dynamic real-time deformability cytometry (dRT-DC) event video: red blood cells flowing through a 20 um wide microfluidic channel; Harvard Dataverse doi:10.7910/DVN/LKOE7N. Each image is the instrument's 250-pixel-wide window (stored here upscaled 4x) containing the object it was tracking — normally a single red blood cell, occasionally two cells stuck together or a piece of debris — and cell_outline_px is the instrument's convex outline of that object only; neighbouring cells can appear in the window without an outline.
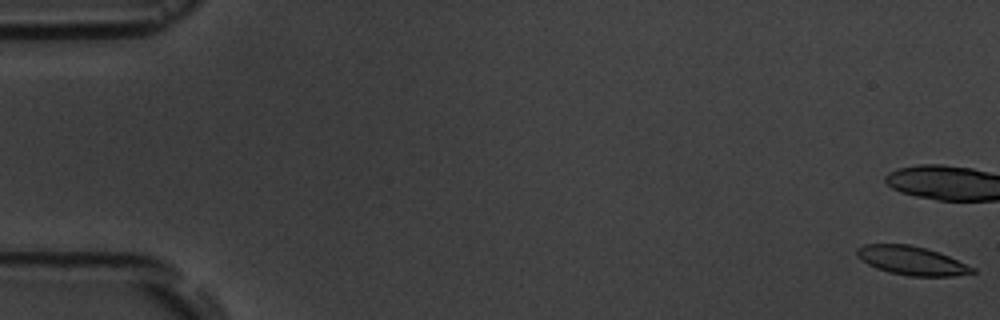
{"species": "common noctule bat (a hibernating species)", "species_latin": "Nyctalus noctula", "temperature_condition": "room temperature", "stored_images_in_passage": 7, "camera_frame_rate_fps": 3000, "um_per_image_px": 0.085, "animal": {"sex": "male", "body_mass_g": 19.5, "forearm_length_mm": 54.6}, "frame": {"image": 1, "passage_image": 1, "time_ms": 0.0, "image_size_px": [1000, 320], "cell_outline_px": [[976, 272], [952, 276], [908, 276], [888, 272], [876, 268], [868, 264], [856, 256], [856, 248], [864, 244], [908, 244], [940, 252], [976, 268]], "centroid_in_image_um": [77.49, 22.15], "position_along_channel_um": 7.5, "area_um2": 19.42}}